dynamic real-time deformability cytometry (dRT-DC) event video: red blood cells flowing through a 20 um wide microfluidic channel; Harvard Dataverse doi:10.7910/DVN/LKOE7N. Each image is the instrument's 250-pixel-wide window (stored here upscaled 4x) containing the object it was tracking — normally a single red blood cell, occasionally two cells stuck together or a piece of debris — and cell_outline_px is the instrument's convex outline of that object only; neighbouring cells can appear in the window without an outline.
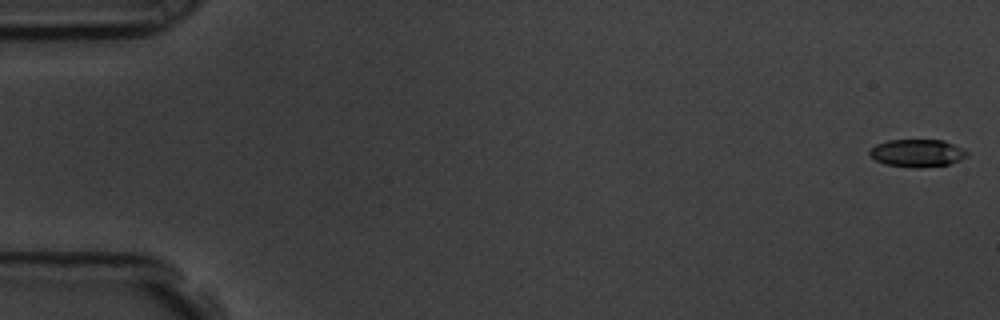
{"species": "common noctule bat (a hibernating species)", "species_latin": "Nyctalus noctula", "temperature_condition": "room temperature", "stored_images_in_passage": 57, "camera_frame_rate_fps": 3000, "um_per_image_px": 0.085, "animal": {"sex": "male", "body_mass_g": 19.5, "forearm_length_mm": 54.6}, "frame": {"image": 1, "passage_image": 1, "time_ms": 0.0, "image_size_px": [1000, 320], "cell_outline_px": [[968, 156], [960, 160], [948, 164], [916, 168], [884, 164], [868, 156], [868, 152], [876, 144], [888, 140], [944, 140], [968, 152]], "centroid_in_image_um": [77.92, 13.01], "position_along_channel_um": 7.1, "area_um2": 15.61}}
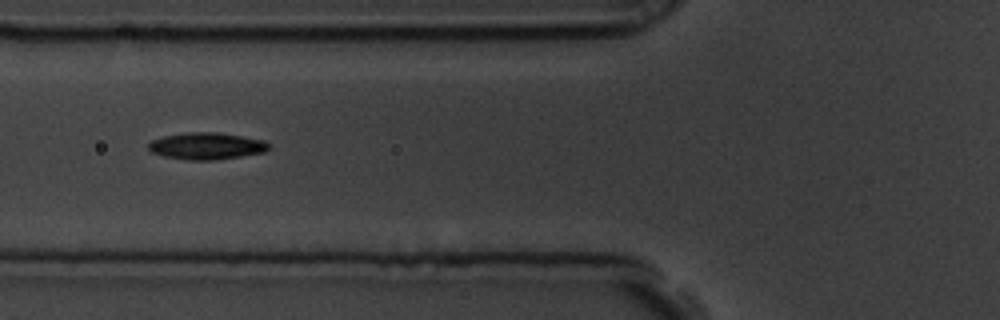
{"frame": {"image": 2, "passage_image": 22, "time_ms": 7.0, "image_size_px": [1000, 320], "cell_outline_px": [[268, 148], [264, 152], [216, 160], [188, 160], [164, 156], [152, 152], [148, 148], [148, 144], [152, 140], [164, 136], [188, 132], [220, 132], [264, 140], [268, 144]], "centroid_in_image_um": [17.54, 12.4], "position_along_channel_um": 108.3, "area_um2": 18.73}}
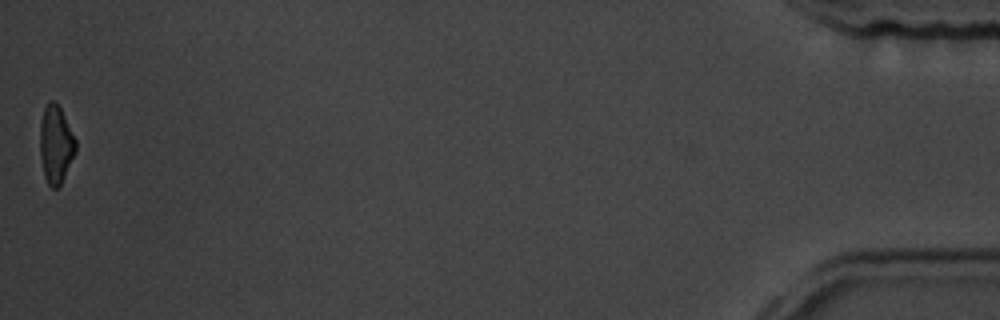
{"frame": {"image": 3, "passage_image": 57, "time_ms": 18.667, "image_size_px": [1000, 320], "cell_outline_px": [[76, 152], [60, 184], [56, 188], [52, 188], [48, 184], [44, 176], [40, 156], [40, 124], [44, 108], [48, 100], [56, 100], [76, 140]], "centroid_in_image_um": [4.73, 12.25], "position_along_channel_um": 430.5, "area_um2": 16.13}, "authors_computed_cell_mechanics": {"area_um2": 17.2244, "velocity_mm_per_s": 3.6001, "shape_relaxation_time_tau1_ms": 4.6529, "shape_relaxation_time_tau2_ms": 3.3032, "deformation_change_tau1": 0.1447, "deformation_change_tau2": 0.1051}}